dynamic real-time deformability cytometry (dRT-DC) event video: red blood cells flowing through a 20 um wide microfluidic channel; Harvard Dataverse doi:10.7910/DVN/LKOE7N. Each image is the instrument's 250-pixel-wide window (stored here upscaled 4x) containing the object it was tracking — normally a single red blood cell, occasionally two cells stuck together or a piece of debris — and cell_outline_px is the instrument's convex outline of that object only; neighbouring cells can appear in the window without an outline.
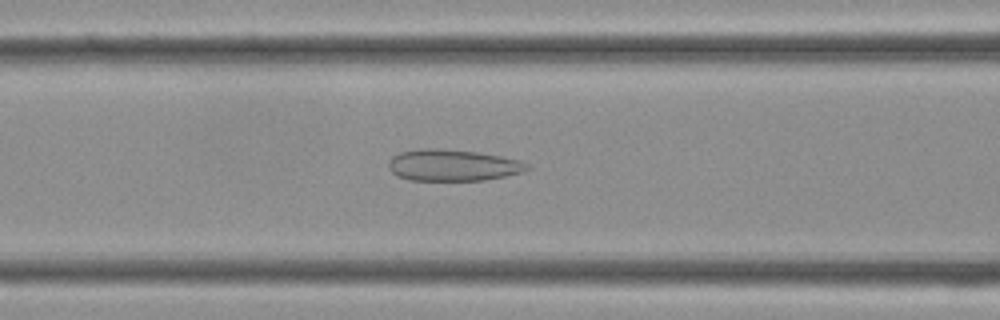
{"species": "Egyptian fruit bat (a non-hibernating species)", "species_latin": "Rousettus aegyptiacus", "temperature_condition": "cold", "stored_images_in_passage": 31, "camera_frame_rate_fps": 3000, "um_per_image_px": 0.085, "frame": {"image": 1, "passage_image": 10, "time_ms": 3.0, "image_size_px": [1000, 320], "cell_outline_px": [[532, 168], [524, 172], [484, 180], [408, 180], [396, 176], [388, 168], [388, 160], [392, 156], [400, 152], [420, 148], [436, 148], [476, 152], [500, 156], [520, 160], [528, 164]], "centroid_in_image_um": [38.46, 14.04], "position_along_channel_um": 128.1, "area_um2": 25.61}}
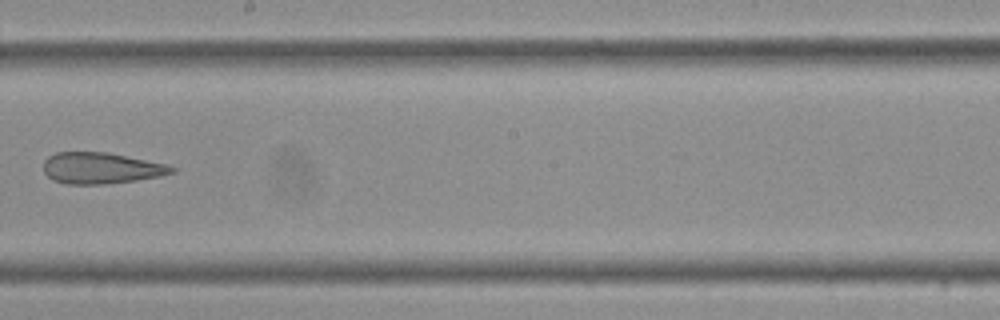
{"frame": {"image": 2, "passage_image": 16, "time_ms": 5.0, "image_size_px": [1000, 320], "cell_outline_px": [[180, 168], [176, 172], [160, 176], [136, 180], [104, 184], [64, 184], [52, 180], [44, 172], [44, 160], [48, 156], [56, 152], [108, 152], [164, 164]], "centroid_in_image_um": [8.58, 14.29], "position_along_channel_um": 239.6, "area_um2": 23.41}}
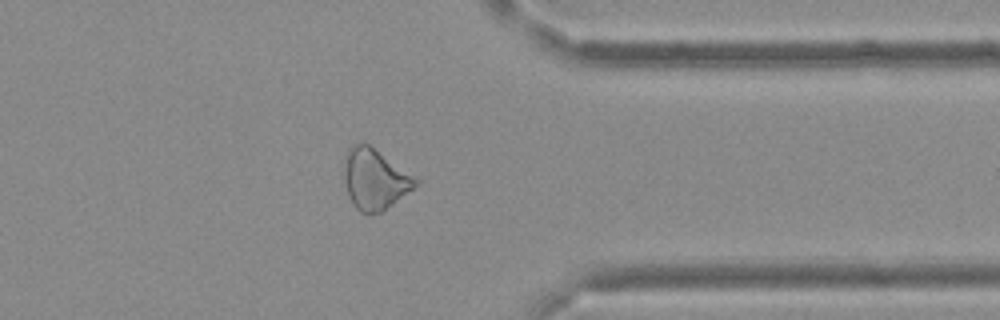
{"frame": {"image": 3, "passage_image": 24, "time_ms": 7.667, "image_size_px": [1000, 320], "cell_outline_px": [[420, 184], [380, 212], [360, 212], [356, 208], [348, 196], [344, 180], [344, 168], [348, 148], [352, 144], [368, 144], [420, 180]], "centroid_in_image_um": [31.86, 15.23], "position_along_channel_um": 379.5, "area_um2": 24.74}}